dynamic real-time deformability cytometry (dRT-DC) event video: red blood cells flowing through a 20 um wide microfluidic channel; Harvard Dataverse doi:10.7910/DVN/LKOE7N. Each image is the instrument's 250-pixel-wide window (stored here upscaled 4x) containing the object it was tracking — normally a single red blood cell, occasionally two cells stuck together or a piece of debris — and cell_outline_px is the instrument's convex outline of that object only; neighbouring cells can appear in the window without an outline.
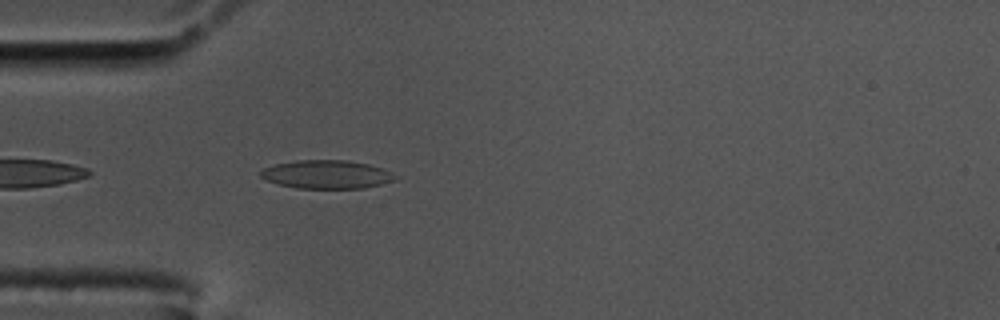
{"species": "common noctule bat (a hibernating species)", "species_latin": "Nyctalus noctula", "temperature_condition": "cold", "stored_images_in_passage": 44, "camera_frame_rate_fps": 3000, "um_per_image_px": 0.085, "animal": {"sex": "male", "body_mass_g": 17.5, "forearm_length_mm": 52.3}, "frame": {"image": 1, "passage_image": 3, "time_ms": 0.667, "image_size_px": [1000, 320], "cell_outline_px": [[396, 180], [364, 188], [296, 188], [280, 184], [268, 180], [260, 176], [260, 172], [264, 168], [276, 164], [296, 160], [344, 160], [368, 164], [384, 168], [396, 176]], "centroid_in_image_um": [27.78, 14.82], "position_along_channel_um": 57.2, "area_um2": 22.08}}
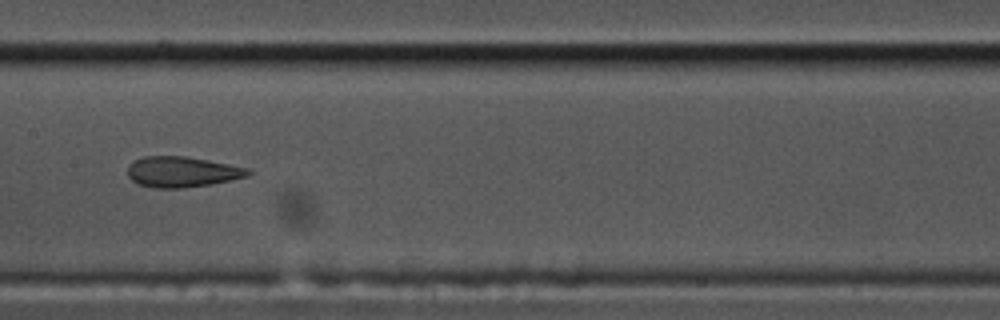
{"frame": {"image": 2, "passage_image": 15, "time_ms": 4.667, "image_size_px": [1000, 320], "cell_outline_px": [[252, 172], [248, 176], [212, 184], [184, 188], [152, 188], [136, 184], [128, 176], [128, 164], [144, 156], [184, 156], [208, 160], [248, 168]], "centroid_in_image_um": [15.45, 14.62], "position_along_channel_um": 192.0, "area_um2": 21.56}}
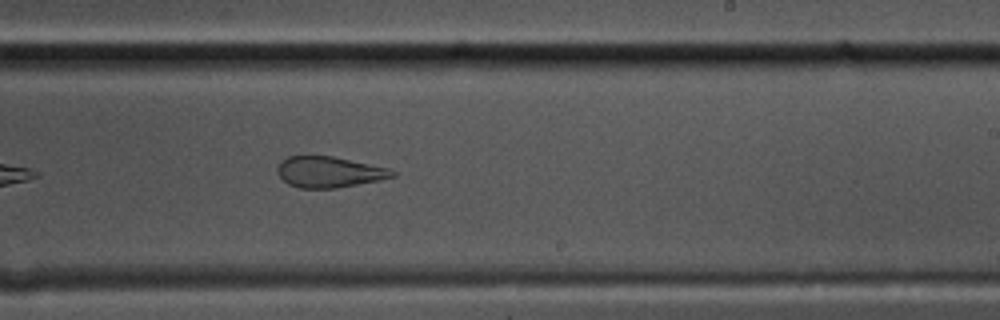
{"frame": {"image": 3, "passage_image": 21, "time_ms": 6.667, "image_size_px": [1000, 320], "cell_outline_px": [[400, 172], [396, 176], [380, 180], [336, 188], [300, 188], [288, 184], [276, 172], [276, 168], [280, 160], [288, 156], [332, 156], [392, 168]], "centroid_in_image_um": [28.02, 14.61], "position_along_channel_um": 261.0, "area_um2": 21.04}, "authors_computed_cell_mechanics": {"area_um2": 22.1663, "velocity_mm_per_s": 3.461, "shape_relaxation_time_tau1_ms": null, "shape_relaxation_time_tau2_ms": 1.7651, "deformation_change_tau1": null, "deformation_change_tau2": 0.076}}